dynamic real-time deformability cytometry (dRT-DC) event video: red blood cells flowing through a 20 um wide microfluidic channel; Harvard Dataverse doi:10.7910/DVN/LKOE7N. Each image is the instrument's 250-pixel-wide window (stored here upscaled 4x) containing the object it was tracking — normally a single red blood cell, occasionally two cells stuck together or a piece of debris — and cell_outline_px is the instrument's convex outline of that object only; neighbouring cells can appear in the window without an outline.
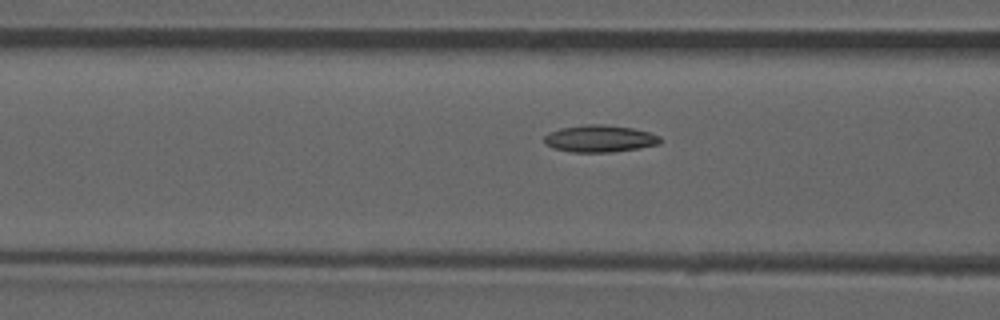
{"species": "common noctule bat (a hibernating species)", "species_latin": "Nyctalus noctula", "temperature_condition": "room temperature", "stored_images_in_passage": 38, "camera_frame_rate_fps": 3000, "um_per_image_px": 0.085, "animal": {"sex": "male", "forearm_length_mm": 52.5}, "frame": {"image": 1, "passage_image": 9, "time_ms": 2.667, "image_size_px": [1000, 320], "cell_outline_px": [[660, 144], [612, 152], [572, 152], [552, 148], [544, 144], [544, 136], [548, 132], [560, 128], [584, 124], [604, 124], [632, 128], [648, 132], [660, 136]], "centroid_in_image_um": [50.92, 11.78], "position_along_channel_um": 115.7, "area_um2": 18.32}}
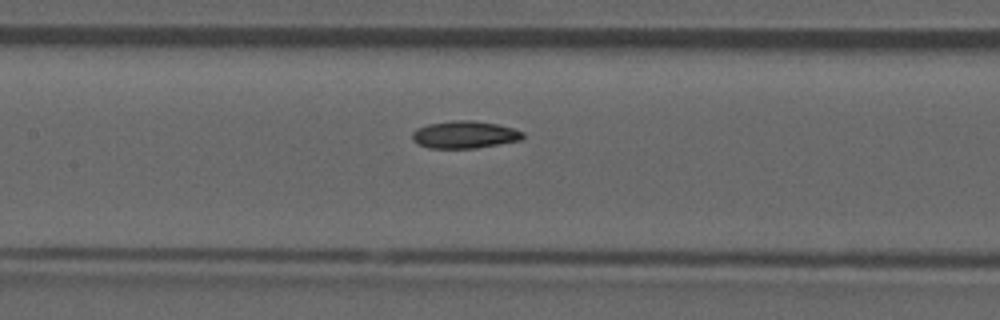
{"frame": {"image": 2, "passage_image": 13, "time_ms": 4.0, "image_size_px": [1000, 320], "cell_outline_px": [[524, 136], [520, 140], [476, 148], [428, 148], [416, 144], [412, 140], [412, 132], [416, 128], [428, 124], [456, 120], [472, 120], [496, 124], [512, 128], [524, 132]], "centroid_in_image_um": [39.45, 11.45], "position_along_channel_um": 168.0, "area_um2": 17.63}, "authors_computed_cell_mechanics": {"area_um2": 17.1955, "velocity_mm_per_s": 3.9099, "shape_relaxation_time_tau1_ms": null, "shape_relaxation_time_tau2_ms": 8.1652, "deformation_change_tau1": null, "deformation_change_tau2": 0.1201}}